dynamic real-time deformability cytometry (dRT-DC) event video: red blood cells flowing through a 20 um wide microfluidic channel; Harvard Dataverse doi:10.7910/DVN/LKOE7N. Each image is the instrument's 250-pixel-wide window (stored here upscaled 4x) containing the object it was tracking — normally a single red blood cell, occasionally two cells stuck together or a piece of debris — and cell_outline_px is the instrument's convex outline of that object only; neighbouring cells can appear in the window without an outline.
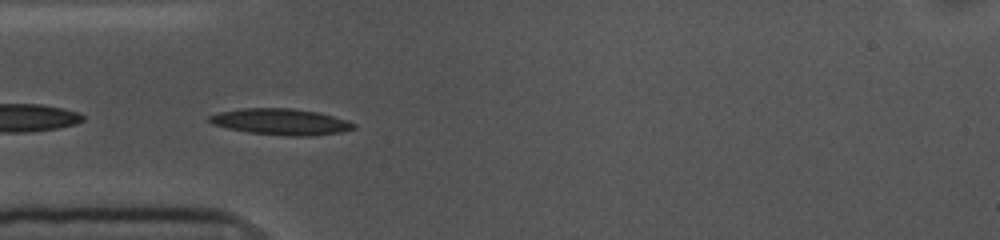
{"species": "common noctule bat (a hibernating species)", "species_latin": "Nyctalus noctula", "temperature_condition": "cold", "stored_images_in_passage": 42, "camera_frame_rate_fps": 3000, "um_per_image_px": 0.085, "animal": {"sex": "female", "body_mass_g": 10.0, "forearm_length_mm": 53.1}, "frame": {"image": 1, "passage_image": 2, "time_ms": 0.333, "image_size_px": [1000, 240], "cell_outline_px": [[356, 128], [340, 132], [312, 136], [288, 136], [248, 132], [228, 128], [212, 124], [208, 120], [208, 116], [220, 112], [240, 108], [292, 108], [320, 112], [348, 120], [356, 124]], "centroid_in_image_um": [23.9, 10.34], "position_along_channel_um": 61.1, "area_um2": 22.2}}
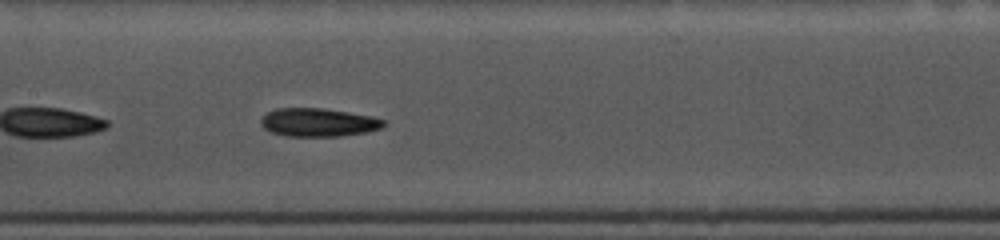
{"frame": {"image": 2, "passage_image": 12, "time_ms": 3.667, "image_size_px": [1000, 240], "cell_outline_px": [[388, 124], [380, 128], [368, 132], [340, 136], [288, 136], [272, 132], [264, 128], [260, 124], [260, 120], [268, 112], [276, 108], [324, 108], [372, 116], [384, 120]], "centroid_in_image_um": [27.08, 10.4], "position_along_channel_um": 180.3, "area_um2": 20.29}}
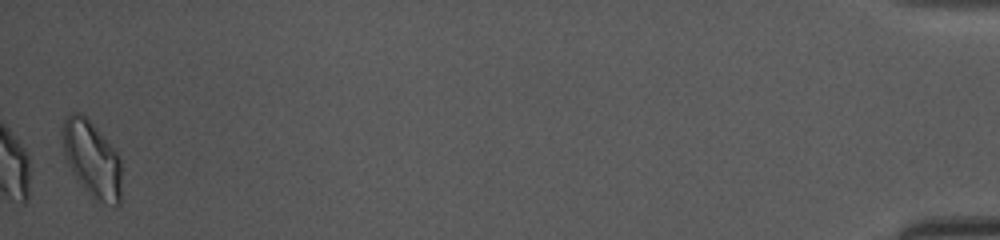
{"frame": {"image": 3, "passage_image": 41, "time_ms": 13.333, "image_size_px": [1000, 240], "cell_outline_px": [[120, 204], [116, 208], [104, 204], [88, 196], [72, 172], [68, 164], [64, 152], [60, 136], [60, 132], [64, 120], [68, 112], [80, 112], [92, 124], [120, 156]], "centroid_in_image_um": [7.78, 13.55], "position_along_channel_um": 427.4, "area_um2": 26.53}, "authors_computed_cell_mechanics": {"area_um2": 20.1144, "velocity_mm_per_s": 3.5708, "shape_relaxation_time_tau1_ms": 3.8404, "shape_relaxation_time_tau2_ms": 5.2072, "deformation_change_tau1": 0.1267, "deformation_change_tau2": 0.1265}}